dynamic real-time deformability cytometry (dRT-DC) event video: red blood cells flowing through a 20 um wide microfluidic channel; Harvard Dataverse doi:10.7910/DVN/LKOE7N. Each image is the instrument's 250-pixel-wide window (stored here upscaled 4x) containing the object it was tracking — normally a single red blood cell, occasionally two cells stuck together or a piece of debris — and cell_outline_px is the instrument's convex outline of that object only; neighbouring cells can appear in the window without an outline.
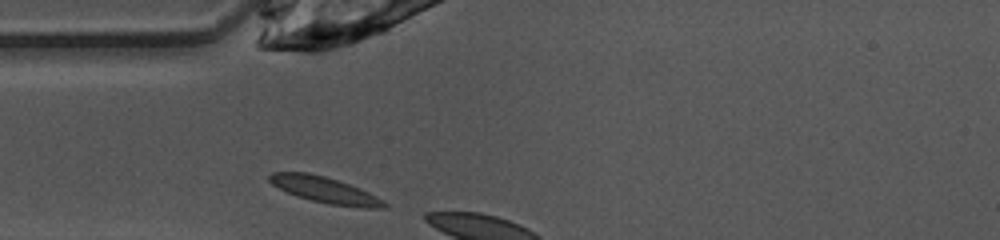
{"species": "common noctule bat (a hibernating species)", "species_latin": "Nyctalus noctula", "temperature_condition": "warm", "stored_images_in_passage": 3, "camera_frame_rate_fps": 3000, "um_per_image_px": 0.085, "animal": {"sex": "female", "body_mass_g": 10.0, "forearm_length_mm": 53.1}, "frame": {"image": 1, "passage_image": 1, "time_ms": 0.0, "image_size_px": [1000, 240], "cell_outline_px": [[388, 208], [364, 208], [328, 204], [296, 196], [272, 184], [268, 180], [268, 176], [272, 172], [308, 172], [324, 176], [360, 188], [384, 200], [388, 204]], "centroid_in_image_um": [27.64, 16.15], "position_along_channel_um": 57.4, "area_um2": 17.4}}